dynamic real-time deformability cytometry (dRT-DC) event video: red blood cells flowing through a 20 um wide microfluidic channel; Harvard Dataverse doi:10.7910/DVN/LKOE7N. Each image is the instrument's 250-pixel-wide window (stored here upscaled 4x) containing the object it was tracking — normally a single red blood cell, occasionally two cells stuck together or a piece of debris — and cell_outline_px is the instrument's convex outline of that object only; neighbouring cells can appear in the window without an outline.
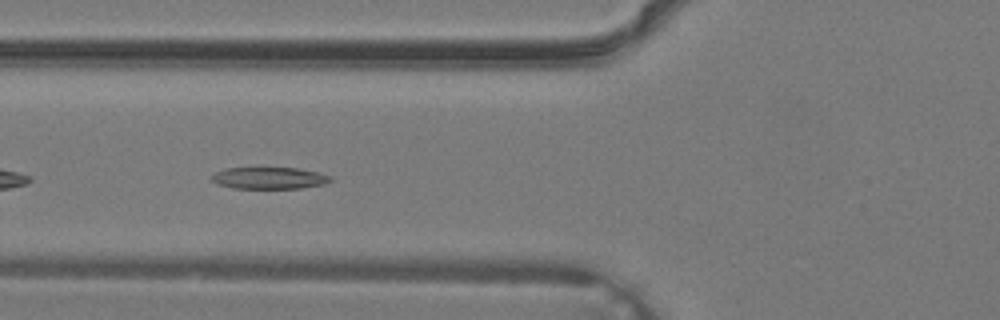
{"species": "common noctule bat (a hibernating species)", "species_latin": "Nyctalus noctula", "temperature_condition": "warm", "stored_images_in_passage": 36, "camera_frame_rate_fps": 3000, "um_per_image_px": 0.085, "animal": {"sex": "male", "body_mass_g": 19.2, "forearm_length_mm": 51.8}, "frame": {"image": 1, "passage_image": 13, "time_ms": 4.0, "image_size_px": [1000, 320], "cell_outline_px": [[332, 180], [324, 184], [300, 188], [232, 188], [216, 184], [212, 180], [212, 176], [216, 172], [228, 168], [296, 168], [320, 172], [332, 176]], "centroid_in_image_um": [22.92, 15.13], "position_along_channel_um": 102.9, "area_um2": 15.03}}
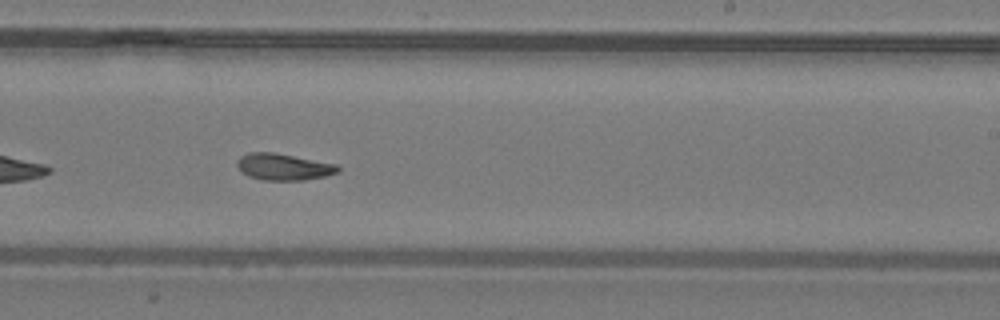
{"frame": {"image": 2, "passage_image": 22, "time_ms": 7.0, "image_size_px": [1000, 320], "cell_outline_px": [[340, 172], [324, 176], [304, 180], [260, 180], [248, 176], [240, 172], [236, 164], [236, 160], [240, 156], [248, 152], [276, 152], [336, 164], [340, 168]], "centroid_in_image_um": [24.05, 14.18], "position_along_channel_um": 264.9, "area_um2": 15.9}}
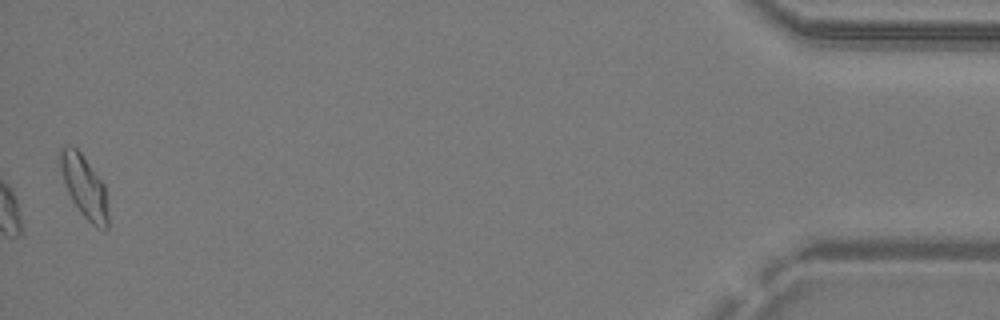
{"frame": {"image": 3, "passage_image": 36, "time_ms": 11.667, "image_size_px": [1000, 320], "cell_outline_px": [[108, 228], [96, 228], [80, 212], [72, 200], [68, 192], [60, 168], [60, 148], [68, 144], [72, 144], [80, 152], [104, 184], [108, 216]], "centroid_in_image_um": [7.15, 15.85], "position_along_channel_um": 428.0, "area_um2": 17.11}}